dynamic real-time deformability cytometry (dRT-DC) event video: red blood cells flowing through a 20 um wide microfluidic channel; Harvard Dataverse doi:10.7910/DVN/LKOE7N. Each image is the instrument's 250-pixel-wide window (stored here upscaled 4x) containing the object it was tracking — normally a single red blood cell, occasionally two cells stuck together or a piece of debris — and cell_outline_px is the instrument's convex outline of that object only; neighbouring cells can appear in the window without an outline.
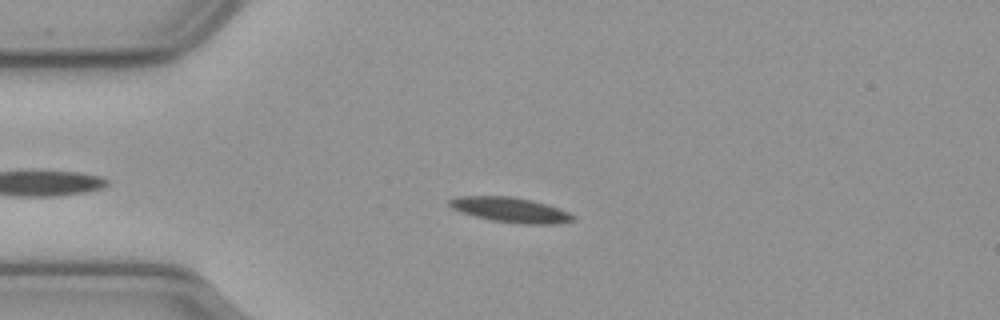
{"species": "common noctule bat (a hibernating species)", "species_latin": "Nyctalus noctula", "temperature_condition": "cold", "stored_images_in_passage": 53, "camera_frame_rate_fps": 3000, "um_per_image_px": 0.085, "animal": {"sex": "male", "body_mass_g": 23.1, "forearm_length_mm": 52.7}, "frame": {"image": 1, "passage_image": 10, "time_ms": 3.0, "image_size_px": [1000, 320], "cell_outline_px": [[576, 220], [556, 224], [520, 224], [492, 220], [460, 212], [452, 208], [448, 204], [448, 200], [456, 196], [512, 196], [548, 204], [568, 212], [576, 216]], "centroid_in_image_um": [43.4, 17.84], "position_along_channel_um": 41.6, "area_um2": 18.09}}
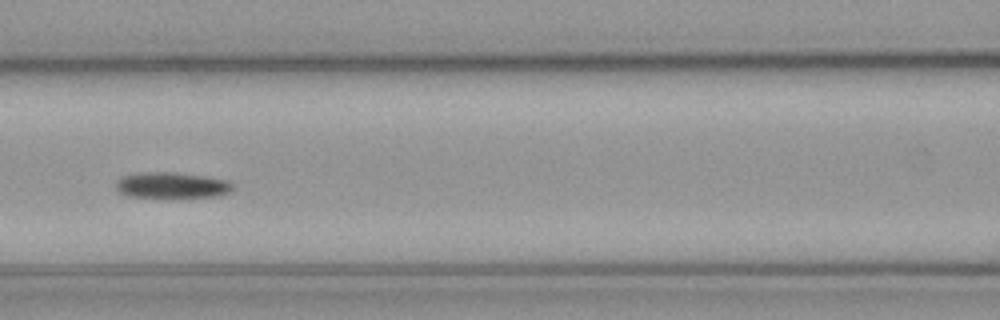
{"frame": {"image": 2, "passage_image": 21, "time_ms": 6.667, "image_size_px": [1000, 320], "cell_outline_px": [[232, 188], [228, 192], [216, 196], [128, 196], [120, 192], [116, 188], [116, 180], [124, 176], [152, 172], [172, 172], [204, 176], [224, 180], [232, 184]], "centroid_in_image_um": [14.57, 15.73], "position_along_channel_um": 152.0, "area_um2": 16.82}}
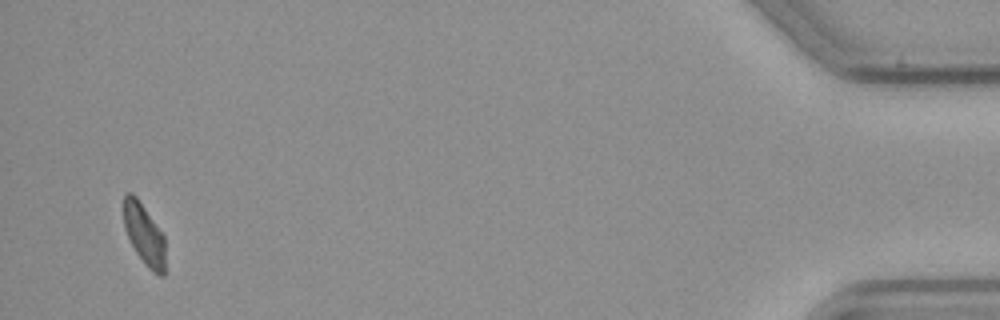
{"frame": {"image": 3, "passage_image": 51, "time_ms": 16.667, "image_size_px": [1000, 320], "cell_outline_px": [[164, 276], [160, 276], [152, 272], [148, 268], [136, 252], [124, 228], [124, 196], [128, 192], [132, 192], [136, 196], [164, 236]], "centroid_in_image_um": [12.25, 19.93], "position_along_channel_um": 423.0, "area_um2": 14.51}, "authors_computed_cell_mechanics": {"area_um2": 17.051, "velocity_mm_per_s": 3.6063, "shape_relaxation_time_tau1_ms": 3.5966, "shape_relaxation_time_tau2_ms": null, "deformation_change_tau1": 0.1272, "deformation_change_tau2": null}}